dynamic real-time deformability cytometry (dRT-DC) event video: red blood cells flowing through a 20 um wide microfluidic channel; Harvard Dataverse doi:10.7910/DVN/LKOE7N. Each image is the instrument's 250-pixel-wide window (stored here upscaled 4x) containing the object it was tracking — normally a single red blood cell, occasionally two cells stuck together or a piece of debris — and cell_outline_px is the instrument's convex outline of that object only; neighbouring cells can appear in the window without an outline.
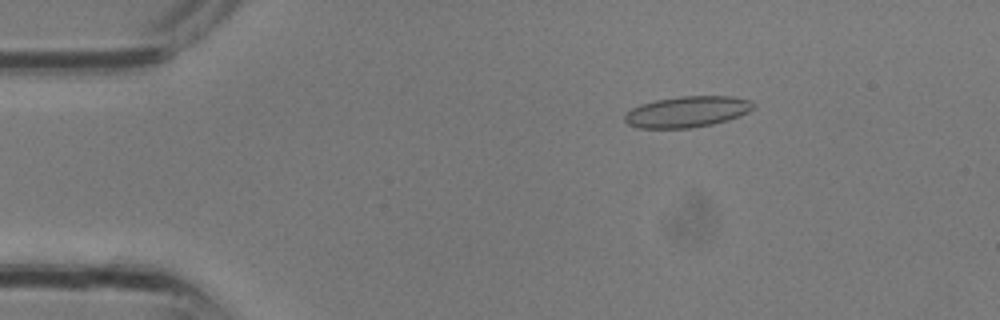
{"species": "common noctule bat (a hibernating species)", "species_latin": "Nyctalus noctula", "temperature_condition": "room temperature", "stored_images_in_passage": 30, "camera_frame_rate_fps": 3000, "um_per_image_px": 0.085, "animal": {"sex": "male", "body_mass_g": 13.3}, "frame": {"image": 1, "passage_image": 5, "time_ms": 1.333, "image_size_px": [1000, 320], "cell_outline_px": [[756, 108], [748, 112], [728, 120], [712, 124], [692, 128], [636, 128], [628, 124], [624, 120], [624, 116], [632, 108], [640, 104], [656, 100], [680, 96], [732, 96], [752, 100], [756, 104]], "centroid_in_image_um": [58.44, 9.49], "position_along_channel_um": 26.6, "area_um2": 23.47}}
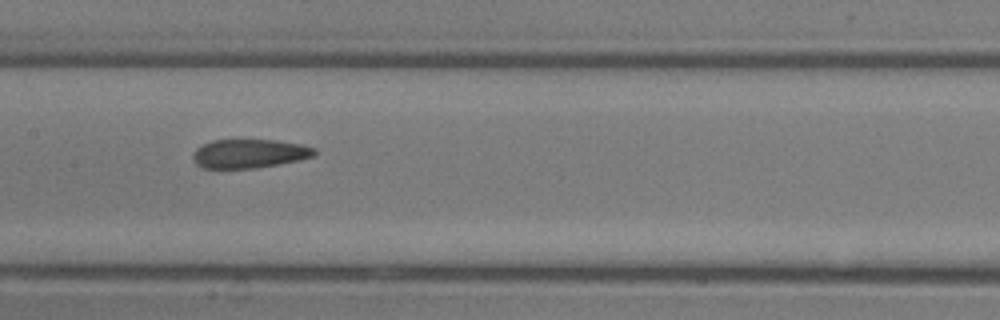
{"frame": {"image": 2, "passage_image": 15, "time_ms": 4.667, "image_size_px": [1000, 320], "cell_outline_px": [[316, 152], [312, 156], [300, 160], [280, 164], [256, 168], [204, 168], [196, 164], [192, 160], [192, 156], [196, 148], [212, 140], [276, 140], [300, 144], [316, 148]], "centroid_in_image_um": [21.19, 13.06], "position_along_channel_um": 186.2, "area_um2": 20.46}}
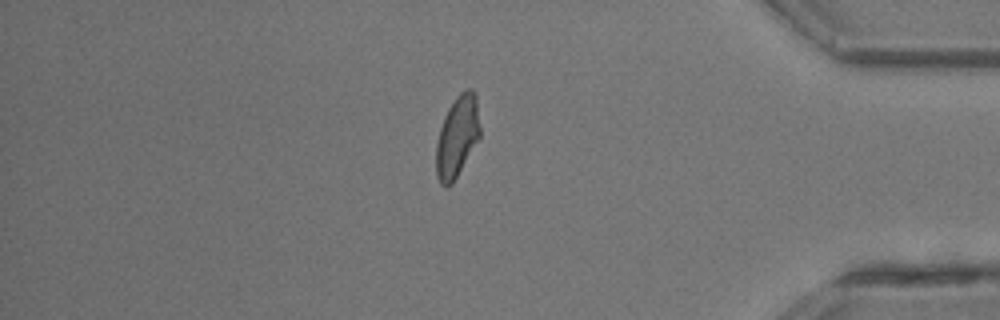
{"frame": {"image": 3, "passage_image": 26, "time_ms": 8.333, "image_size_px": [1000, 320], "cell_outline_px": [[480, 136], [452, 184], [448, 188], [444, 188], [440, 184], [436, 176], [436, 144], [440, 128], [444, 116], [448, 108], [456, 96], [460, 92], [468, 88], [472, 88], [476, 96], [480, 128]], "centroid_in_image_um": [38.84, 11.62], "position_along_channel_um": 396.4, "area_um2": 20.81}}